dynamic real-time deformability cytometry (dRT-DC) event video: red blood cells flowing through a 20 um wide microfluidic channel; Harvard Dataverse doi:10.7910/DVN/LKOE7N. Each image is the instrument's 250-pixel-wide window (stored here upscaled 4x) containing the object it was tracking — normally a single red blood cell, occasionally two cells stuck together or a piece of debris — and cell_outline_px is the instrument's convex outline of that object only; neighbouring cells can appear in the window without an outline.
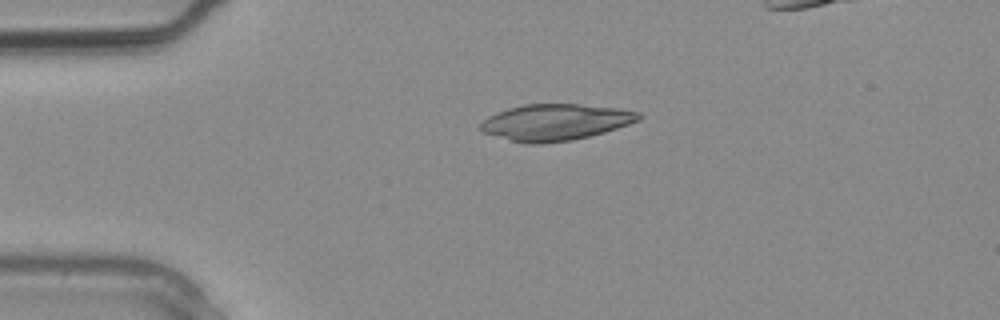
{"species": "common noctule bat (a hibernating species)", "species_latin": "Nyctalus noctula", "temperature_condition": "warm", "stored_images_in_passage": 2, "camera_frame_rate_fps": 3000, "um_per_image_px": 0.085, "animal": {"sex": "male", "body_mass_g": 20.4}, "frame": {"image": 1, "passage_image": 2, "time_ms": 0.333, "image_size_px": [1000, 320], "cell_outline_px": [[640, 120], [604, 132], [572, 140], [544, 144], [524, 144], [484, 132], [480, 128], [480, 124], [488, 116], [508, 108], [524, 104], [580, 104], [616, 108], [640, 112]], "centroid_in_image_um": [47.2, 10.39], "position_along_channel_um": 37.8, "area_um2": 33.29}}